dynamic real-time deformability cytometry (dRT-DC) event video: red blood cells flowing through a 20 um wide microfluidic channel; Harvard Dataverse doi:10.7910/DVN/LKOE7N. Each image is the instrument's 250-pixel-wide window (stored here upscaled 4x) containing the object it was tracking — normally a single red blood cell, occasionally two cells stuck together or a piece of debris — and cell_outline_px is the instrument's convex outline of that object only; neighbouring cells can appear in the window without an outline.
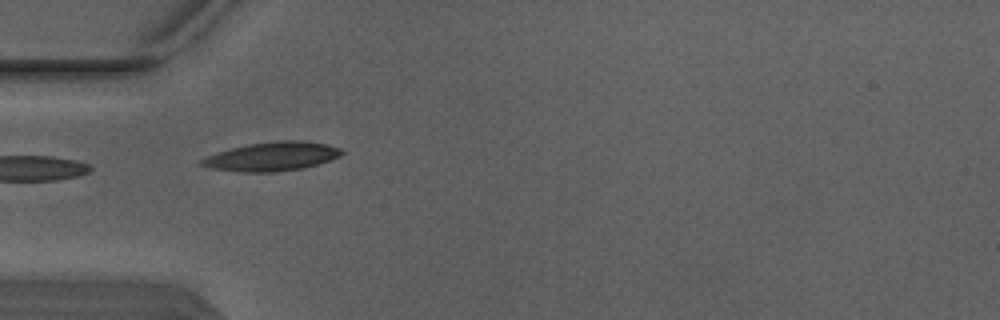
{"species": "Egyptian fruit bat (a non-hibernating species)", "species_latin": "Rousettus aegyptiacus", "temperature_condition": "warm", "stored_images_in_passage": 2, "camera_frame_rate_fps": 3000, "um_per_image_px": 0.085, "animal": {"sex": "male"}, "frame": {"image": 1, "passage_image": 2, "time_ms": 0.333, "image_size_px": [1000, 320], "cell_outline_px": [[344, 152], [340, 156], [332, 160], [300, 168], [272, 172], [244, 172], [212, 168], [196, 164], [200, 160], [216, 152], [248, 144], [280, 140], [300, 140], [328, 144], [340, 148]], "centroid_in_image_um": [23.12, 13.29], "position_along_channel_um": 61.9, "area_um2": 23.47}}